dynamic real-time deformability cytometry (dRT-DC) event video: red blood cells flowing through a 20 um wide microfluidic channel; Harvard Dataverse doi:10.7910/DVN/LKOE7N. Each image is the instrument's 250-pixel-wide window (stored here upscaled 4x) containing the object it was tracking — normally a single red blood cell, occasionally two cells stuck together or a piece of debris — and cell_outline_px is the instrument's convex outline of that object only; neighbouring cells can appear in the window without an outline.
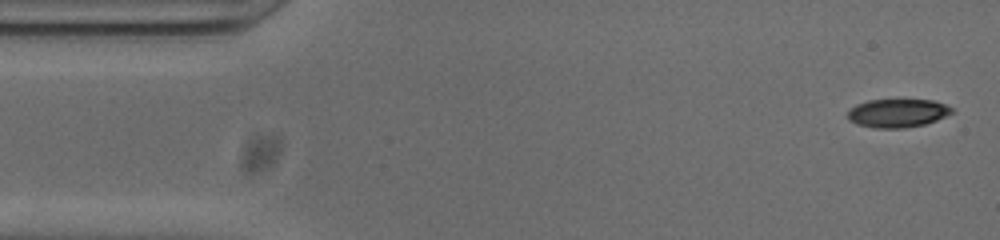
{"species": "common noctule bat (a hibernating species)", "species_latin": "Nyctalus noctula", "temperature_condition": "cold", "stored_images_in_passage": 52, "camera_frame_rate_fps": 3000, "um_per_image_px": 0.085, "animal": {"sex": "male", "body_mass_g": 20.0, "forearm_length_mm": 53.3}, "frame": {"image": 1, "passage_image": 2, "time_ms": 0.333, "image_size_px": [1000, 240], "cell_outline_px": [[956, 112], [936, 120], [924, 124], [904, 128], [872, 128], [856, 124], [848, 120], [848, 112], [856, 104], [868, 100], [936, 100], [952, 108]], "centroid_in_image_um": [76.3, 9.62], "position_along_channel_um": 8.7, "area_um2": 17.34}}
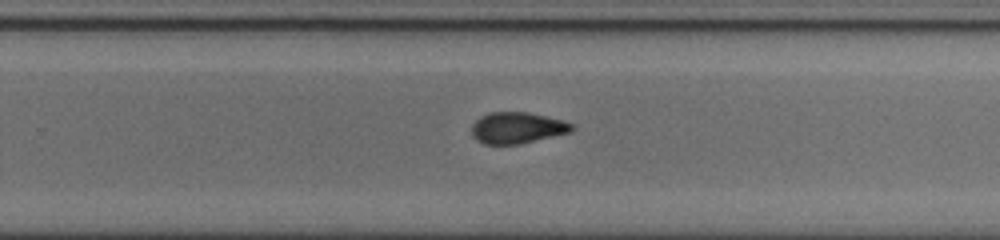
{"frame": {"image": 2, "passage_image": 32, "time_ms": 10.333, "image_size_px": [1000, 240], "cell_outline_px": [[576, 128], [572, 132], [520, 144], [484, 144], [476, 140], [472, 136], [472, 124], [480, 116], [488, 112], [528, 112], [564, 120], [572, 124]], "centroid_in_image_um": [43.97, 10.86], "position_along_channel_um": 285.8, "area_um2": 18.5}}
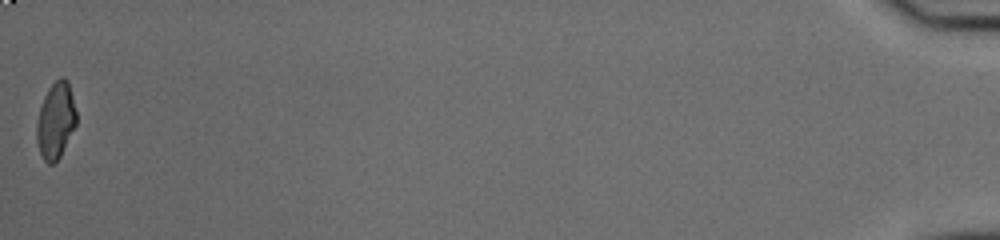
{"frame": {"image": 3, "passage_image": 52, "time_ms": 17.0, "image_size_px": [1000, 240], "cell_outline_px": [[76, 124], [60, 156], [52, 164], [48, 164], [44, 160], [40, 152], [36, 140], [36, 124], [40, 108], [44, 96], [48, 88], [60, 76], [64, 76], [68, 80], [76, 112]], "centroid_in_image_um": [4.73, 10.22], "position_along_channel_um": 430.5, "area_um2": 17.51}, "authors_computed_cell_mechanics": {"area_um2": 18.3515, "velocity_mm_per_s": 3.8398, "shape_relaxation_time_tau1_ms": 6.7415, "shape_relaxation_time_tau2_ms": 3.1498, "deformation_change_tau1": 0.2077, "deformation_change_tau2": 0.0989}}